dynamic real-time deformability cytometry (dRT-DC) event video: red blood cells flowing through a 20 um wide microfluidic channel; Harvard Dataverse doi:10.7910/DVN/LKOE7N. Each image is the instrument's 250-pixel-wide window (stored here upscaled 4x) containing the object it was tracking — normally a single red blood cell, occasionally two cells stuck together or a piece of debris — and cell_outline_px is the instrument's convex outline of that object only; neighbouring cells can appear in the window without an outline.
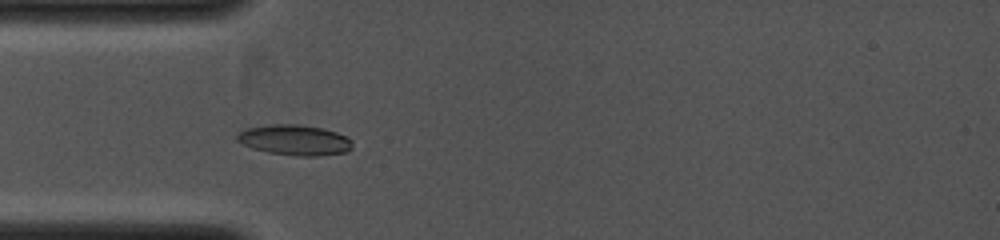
{"species": "common noctule bat (a hibernating species)", "species_latin": "Nyctalus noctula", "temperature_condition": "cold", "stored_images_in_passage": 5, "camera_frame_rate_fps": 4000, "um_per_image_px": 0.085, "animal": {"sex": "female", "body_mass_g": 19.0, "forearm_length_mm": 53.3}, "frame": {"image": 1, "passage_image": 2, "time_ms": 0.75, "image_size_px": [1000, 240], "cell_outline_px": [[352, 148], [344, 152], [316, 156], [300, 156], [268, 152], [252, 148], [236, 140], [236, 136], [240, 132], [248, 128], [268, 124], [296, 124], [324, 128], [336, 132], [352, 140]], "centroid_in_image_um": [25.05, 11.89], "position_along_channel_um": 60.0, "area_um2": 20.29}}
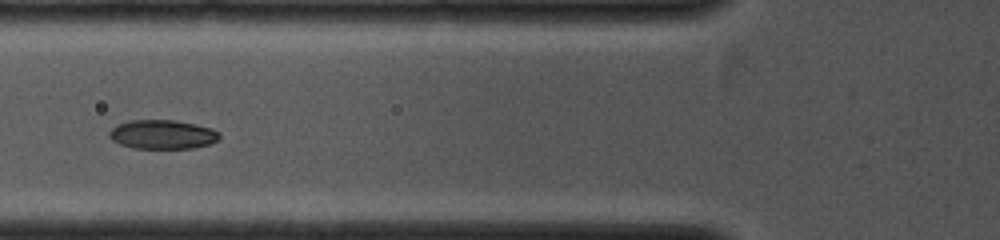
{"frame": {"image": 2, "passage_image": 4, "time_ms": 1.75, "image_size_px": [1000, 240], "cell_outline_px": [[220, 136], [216, 140], [208, 144], [192, 148], [132, 148], [120, 144], [112, 140], [108, 136], [108, 132], [116, 124], [128, 120], [176, 120], [196, 124], [212, 128], [220, 132]], "centroid_in_image_um": [13.78, 11.41], "position_along_channel_um": 112.0, "area_um2": 18.79}}